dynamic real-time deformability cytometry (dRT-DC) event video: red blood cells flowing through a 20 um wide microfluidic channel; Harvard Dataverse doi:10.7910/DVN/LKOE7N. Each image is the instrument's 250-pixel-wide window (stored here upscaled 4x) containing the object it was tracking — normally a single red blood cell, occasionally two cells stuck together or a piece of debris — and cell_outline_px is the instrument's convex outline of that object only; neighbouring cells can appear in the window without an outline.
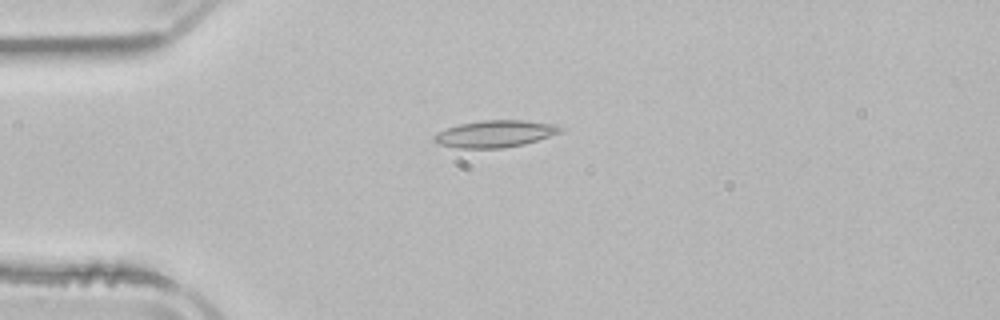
{"species": "common noctule bat (a hibernating species)", "species_latin": "Nyctalus noctula", "temperature_condition": "room temperature", "stored_images_in_passage": 4, "camera_frame_rate_fps": 3000, "um_per_image_px": 0.085, "animal": {"sex": "male", "body_mass_g": 21.5, "forearm_length_mm": 52.0}, "frame": {"image": 1, "passage_image": 3, "time_ms": 3.333, "image_size_px": [1000, 320], "cell_outline_px": [[564, 128], [560, 132], [524, 144], [504, 148], [456, 148], [436, 144], [432, 140], [432, 136], [436, 132], [460, 124], [484, 120], [524, 120], [552, 124]], "centroid_in_image_um": [42.0, 11.38], "position_along_channel_um": 43.0, "area_um2": 19.77}}